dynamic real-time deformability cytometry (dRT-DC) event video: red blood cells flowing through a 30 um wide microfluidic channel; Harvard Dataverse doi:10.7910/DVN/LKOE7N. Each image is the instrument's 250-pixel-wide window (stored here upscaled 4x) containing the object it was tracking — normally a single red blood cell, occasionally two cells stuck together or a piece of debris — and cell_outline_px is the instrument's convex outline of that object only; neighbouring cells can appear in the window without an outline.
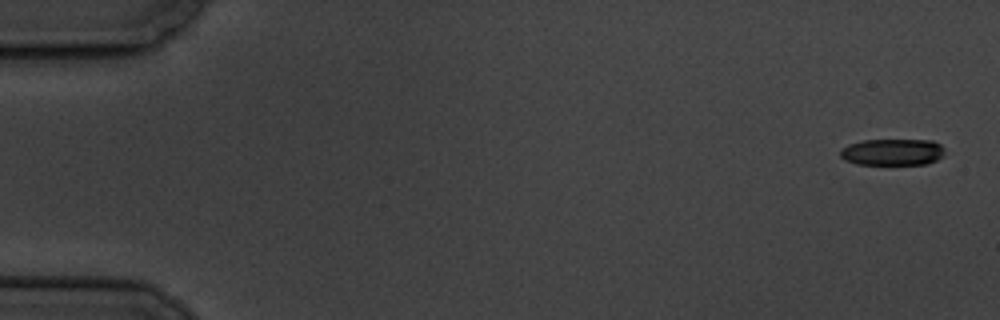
{"species": "common noctule bat (a hibernating species)", "species_latin": "Nyctalus noctula", "temperature_condition": "cold", "stored_images_in_passage": 7, "segment_of_instrument_passage": [1, 2], "camera_frame_rate_fps": 3000, "um_per_image_px": 0.085, "animal": {"sex": "male", "body_mass_g": 19.5, "forearm_length_mm": 54.6}, "frame": {"image": 1, "passage_image": 1, "time_ms": 0.0, "image_size_px": [1000, 320], "cell_outline_px": [[944, 156], [936, 160], [924, 164], [856, 164], [844, 160], [840, 156], [840, 148], [848, 144], [864, 140], [932, 140], [940, 144], [944, 148]], "centroid_in_image_um": [75.84, 12.92], "position_along_channel_um": 9.2, "area_um2": 16.3}}
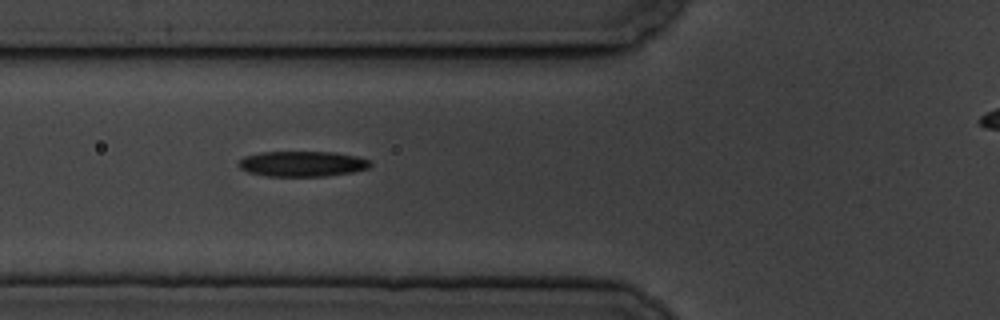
{"frame": {"image": 2, "passage_image": 6, "time_ms": 6.667, "image_size_px": [1000, 320], "cell_outline_px": [[372, 164], [368, 168], [352, 172], [324, 176], [264, 176], [248, 172], [240, 168], [236, 164], [244, 156], [260, 152], [332, 152], [356, 156], [368, 160]], "centroid_in_image_um": [25.64, 13.92], "position_along_channel_um": 100.2, "area_um2": 19.48}}